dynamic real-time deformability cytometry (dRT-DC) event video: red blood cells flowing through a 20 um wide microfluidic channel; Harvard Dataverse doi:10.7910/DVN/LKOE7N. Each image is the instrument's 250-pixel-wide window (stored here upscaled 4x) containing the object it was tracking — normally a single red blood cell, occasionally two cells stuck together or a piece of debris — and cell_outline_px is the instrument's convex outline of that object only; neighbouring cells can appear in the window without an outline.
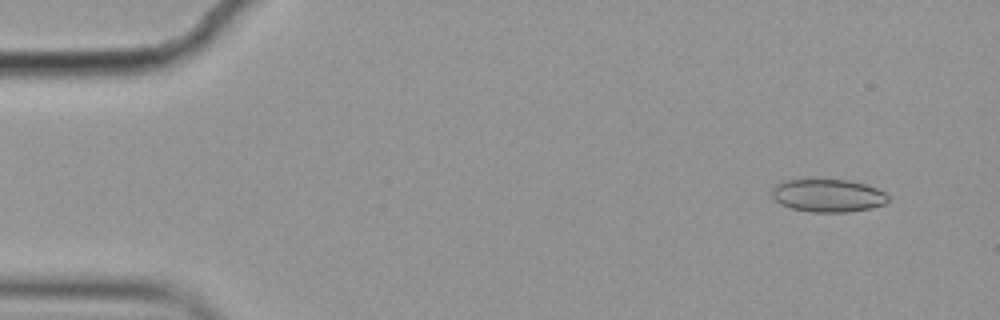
{"species": "common noctule bat (a hibernating species)", "species_latin": "Nyctalus noctula", "temperature_condition": "cold", "stored_images_in_passage": 5, "camera_frame_rate_fps": 3000, "um_per_image_px": 0.085, "animal": {"sex": "female", "body_mass_g": 19.9}, "frame": {"image": 1, "passage_image": 1, "time_ms": 0.0, "image_size_px": [1000, 320], "cell_outline_px": [[888, 200], [884, 204], [872, 208], [848, 212], [812, 212], [792, 208], [780, 204], [772, 196], [772, 188], [780, 180], [848, 180], [864, 184], [876, 188], [884, 192], [888, 196]], "centroid_in_image_um": [70.36, 16.62], "position_along_channel_um": 14.6, "area_um2": 22.2}}
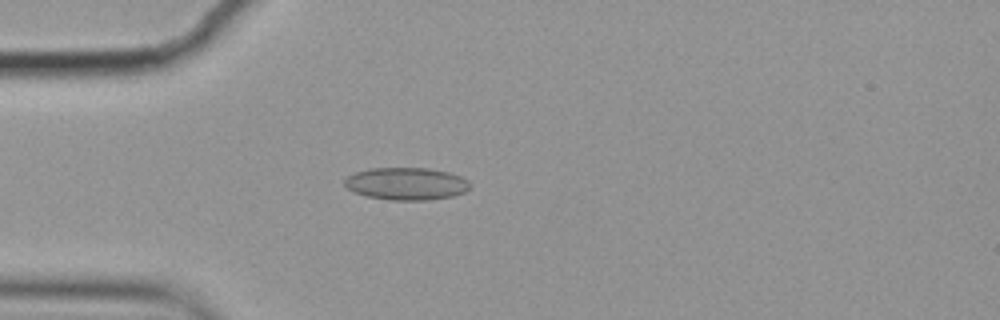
{"frame": {"image": 2, "passage_image": 4, "time_ms": 1.0, "image_size_px": [1000, 320], "cell_outline_px": [[468, 188], [464, 192], [452, 196], [428, 200], [392, 200], [368, 196], [352, 192], [344, 184], [344, 180], [348, 176], [356, 172], [372, 168], [428, 168], [448, 172], [460, 176], [468, 180]], "centroid_in_image_um": [34.52, 15.61], "position_along_channel_um": 50.5, "area_um2": 23.52}}